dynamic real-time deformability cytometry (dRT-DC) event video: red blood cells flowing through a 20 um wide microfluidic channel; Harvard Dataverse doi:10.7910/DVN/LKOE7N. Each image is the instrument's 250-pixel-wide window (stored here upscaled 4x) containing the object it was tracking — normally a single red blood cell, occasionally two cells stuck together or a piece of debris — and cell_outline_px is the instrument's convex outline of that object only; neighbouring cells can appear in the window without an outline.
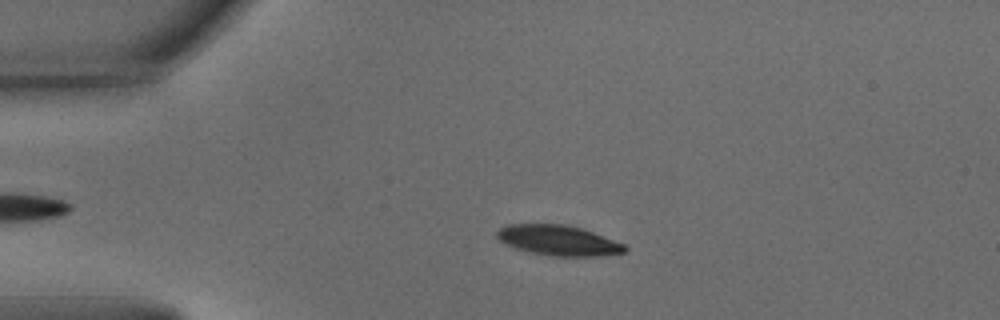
{"species": "common noctule bat (a hibernating species)", "species_latin": "Nyctalus noctula", "temperature_condition": "warm", "stored_images_in_passage": 53, "camera_frame_rate_fps": 3000, "um_per_image_px": 0.085, "animal": {"sex": "male", "body_mass_g": 15.6}, "frame": {"image": 1, "passage_image": 12, "time_ms": 3.667, "image_size_px": [1000, 320], "cell_outline_px": [[628, 248], [624, 252], [596, 256], [552, 256], [532, 252], [516, 248], [504, 244], [496, 236], [496, 232], [500, 228], [508, 224], [564, 224], [580, 228], [592, 232], [624, 244]], "centroid_in_image_um": [47.42, 20.43], "position_along_channel_um": 37.6, "area_um2": 22.25}}
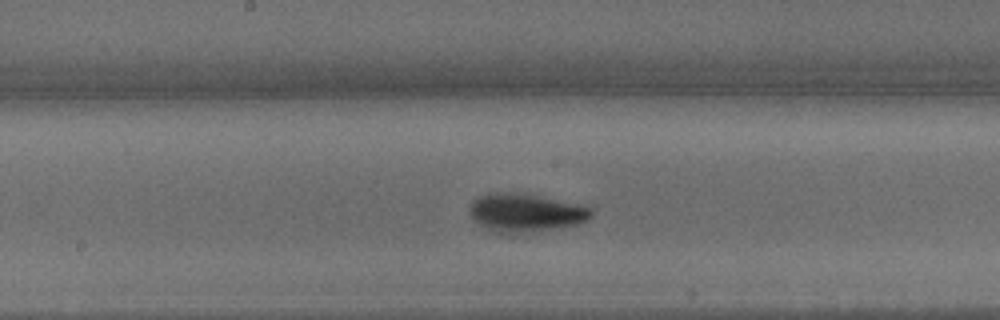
{"frame": {"image": 2, "passage_image": 28, "time_ms": 9.0, "image_size_px": [1000, 320], "cell_outline_px": [[592, 216], [576, 224], [560, 228], [528, 232], [492, 232], [472, 220], [468, 208], [472, 200], [488, 192], [496, 192], [536, 196], [576, 204], [592, 208]], "centroid_in_image_um": [44.59, 18.09], "position_along_channel_um": 203.6, "area_um2": 26.59}}
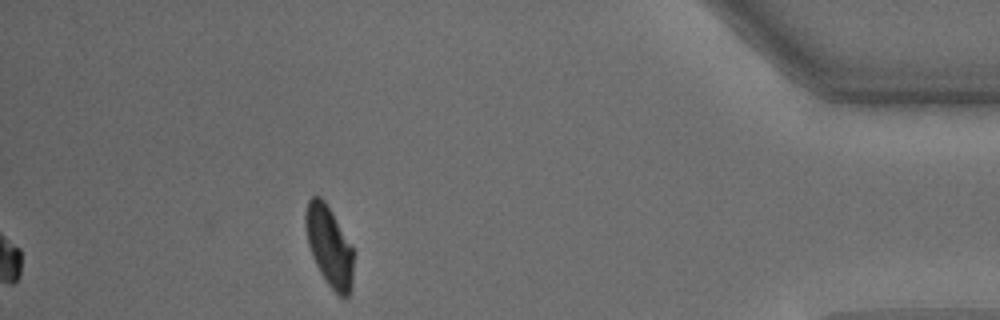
{"frame": {"image": 3, "passage_image": 48, "time_ms": 15.667, "image_size_px": [1000, 320], "cell_outline_px": [[356, 252], [352, 288], [348, 296], [340, 296], [328, 284], [320, 272], [312, 256], [308, 244], [304, 224], [304, 212], [308, 200], [312, 196], [320, 196], [324, 200], [332, 212], [352, 244]], "centroid_in_image_um": [28.02, 20.92], "position_along_channel_um": 407.2, "area_um2": 23.06}, "authors_computed_cell_mechanics": {"area_um2": 23.5246, "velocity_mm_per_s": 3.783, "shape_relaxation_time_tau1_ms": 2.2344, "shape_relaxation_time_tau2_ms": 1.1051, "deformation_change_tau1": 0.1447, "deformation_change_tau2": 0.055}}